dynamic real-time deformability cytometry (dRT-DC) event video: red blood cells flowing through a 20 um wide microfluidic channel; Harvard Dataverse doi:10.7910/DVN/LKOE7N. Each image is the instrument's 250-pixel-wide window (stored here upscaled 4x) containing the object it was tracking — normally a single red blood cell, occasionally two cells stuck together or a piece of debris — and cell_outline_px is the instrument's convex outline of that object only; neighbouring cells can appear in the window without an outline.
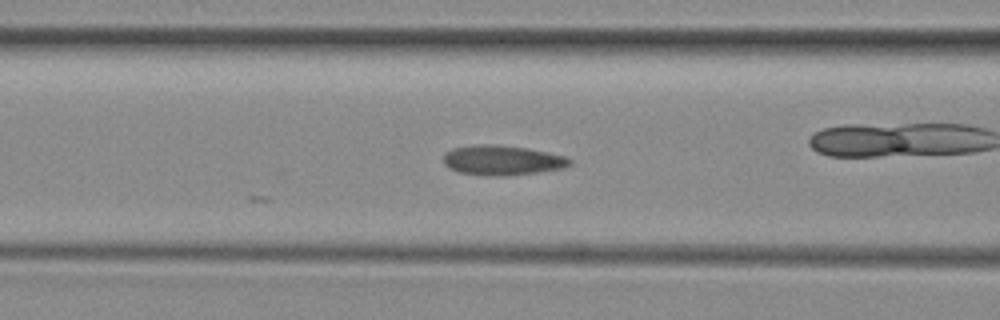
{"species": "common noctule bat (a hibernating species)", "species_latin": "Nyctalus noctula", "temperature_condition": "room temperature", "stored_images_in_passage": 11, "camera_frame_rate_fps": 3000, "um_per_image_px": 0.085, "animal": {"sex": "female", "body_mass_g": 29.2, "forearm_length_mm": 56.3}, "frame": {"image": 1, "passage_image": 6, "time_ms": 1.667, "image_size_px": [1000, 320], "cell_outline_px": [[572, 164], [564, 168], [540, 172], [500, 176], [484, 176], [456, 172], [448, 168], [444, 164], [444, 152], [452, 148], [476, 144], [496, 144], [528, 148], [568, 156], [572, 160]], "centroid_in_image_um": [42.69, 13.62], "position_along_channel_um": 123.9, "area_um2": 22.48}}
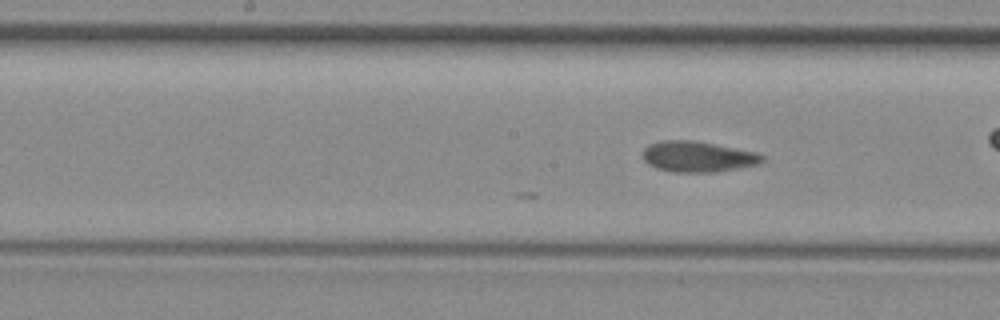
{"frame": {"image": 2, "passage_image": 11, "time_ms": 3.333, "image_size_px": [1000, 320], "cell_outline_px": [[764, 160], [760, 164], [716, 172], [672, 172], [656, 168], [648, 164], [644, 160], [644, 148], [648, 144], [664, 140], [692, 140], [756, 152], [764, 156]], "centroid_in_image_um": [59.31, 13.32], "position_along_channel_um": 188.9, "area_um2": 21.33}}